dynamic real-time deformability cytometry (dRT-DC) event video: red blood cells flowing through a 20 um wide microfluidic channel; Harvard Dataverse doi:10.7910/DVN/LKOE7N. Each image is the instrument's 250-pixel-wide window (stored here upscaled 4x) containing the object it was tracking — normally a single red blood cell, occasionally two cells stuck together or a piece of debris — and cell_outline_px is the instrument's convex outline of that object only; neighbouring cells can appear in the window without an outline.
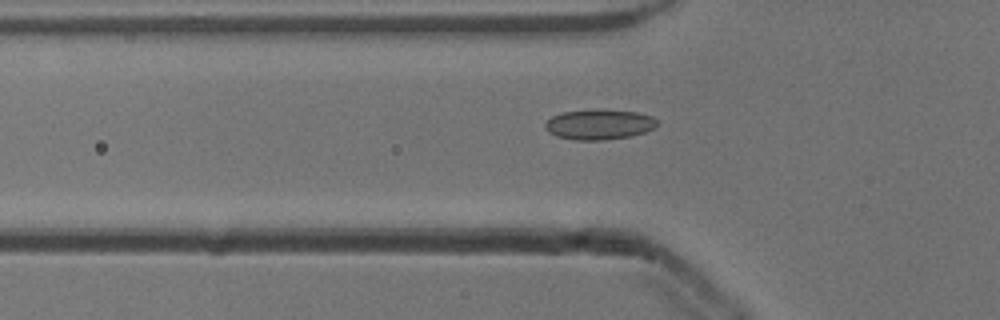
{"species": "common noctule bat (a hibernating species)", "species_latin": "Nyctalus noctula", "temperature_condition": "cold", "stored_images_in_passage": 38, "camera_frame_rate_fps": 3000, "um_per_image_px": 0.085, "animal": {"sex": "male", "body_mass_g": 13.3}, "frame": {"image": 1, "passage_image": 5, "time_ms": 1.333, "image_size_px": [1000, 320], "cell_outline_px": [[660, 124], [644, 132], [632, 136], [604, 140], [572, 140], [556, 136], [548, 132], [544, 128], [544, 124], [552, 116], [564, 112], [596, 108], [604, 108], [636, 112], [652, 116]], "centroid_in_image_um": [50.92, 10.56], "position_along_channel_um": 74.9, "area_um2": 20.11}}
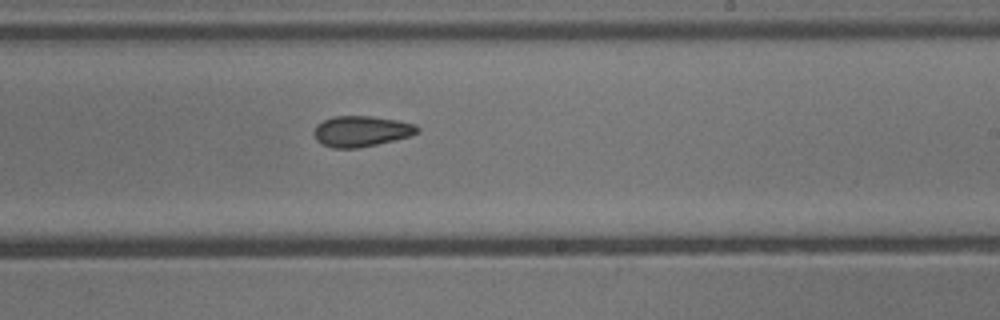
{"frame": {"image": 2, "passage_image": 19, "time_ms": 6.0, "image_size_px": [1000, 320], "cell_outline_px": [[420, 132], [408, 136], [376, 144], [356, 148], [332, 148], [320, 144], [316, 140], [312, 132], [316, 124], [332, 116], [372, 116], [396, 120], [416, 124], [420, 128]], "centroid_in_image_um": [30.66, 11.15], "position_along_channel_um": 258.3, "area_um2": 18.61}}
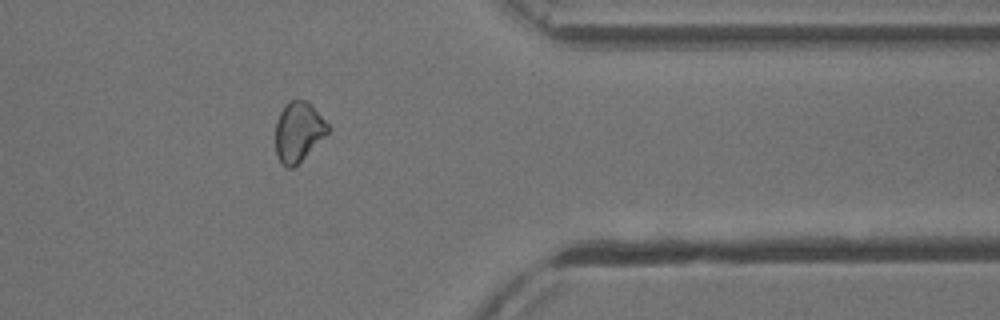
{"frame": {"image": 3, "passage_image": 30, "time_ms": 9.667, "image_size_px": [1000, 320], "cell_outline_px": [[332, 128], [292, 168], [288, 168], [280, 160], [276, 152], [276, 120], [284, 104], [288, 100], [308, 100], [312, 104]], "centroid_in_image_um": [25.37, 11.12], "position_along_channel_um": 386.0, "area_um2": 18.03}, "authors_computed_cell_mechanics": {"area_um2": 18.9584, "velocity_mm_per_s": 3.9083, "shape_relaxation_time_tau1_ms": null, "shape_relaxation_time_tau2_ms": 3.1865, "deformation_change_tau1": null, "deformation_change_tau2": 0.0922}}